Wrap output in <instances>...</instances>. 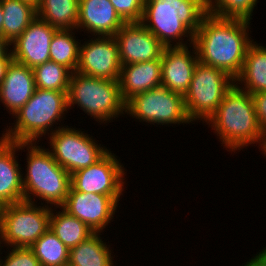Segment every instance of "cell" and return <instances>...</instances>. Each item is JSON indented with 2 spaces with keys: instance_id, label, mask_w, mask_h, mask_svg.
Here are the masks:
<instances>
[{
  "instance_id": "obj_20",
  "label": "cell",
  "mask_w": 266,
  "mask_h": 266,
  "mask_svg": "<svg viewBox=\"0 0 266 266\" xmlns=\"http://www.w3.org/2000/svg\"><path fill=\"white\" fill-rule=\"evenodd\" d=\"M161 57L146 62L122 65L119 76L121 95L125 102L136 94L161 85Z\"/></svg>"
},
{
  "instance_id": "obj_30",
  "label": "cell",
  "mask_w": 266,
  "mask_h": 266,
  "mask_svg": "<svg viewBox=\"0 0 266 266\" xmlns=\"http://www.w3.org/2000/svg\"><path fill=\"white\" fill-rule=\"evenodd\" d=\"M5 256H0V266H41L38 258L30 248L6 247ZM7 253V254H6Z\"/></svg>"
},
{
  "instance_id": "obj_13",
  "label": "cell",
  "mask_w": 266,
  "mask_h": 266,
  "mask_svg": "<svg viewBox=\"0 0 266 266\" xmlns=\"http://www.w3.org/2000/svg\"><path fill=\"white\" fill-rule=\"evenodd\" d=\"M88 37L89 39H82L80 44L76 72L94 78L118 81L122 65L114 36Z\"/></svg>"
},
{
  "instance_id": "obj_40",
  "label": "cell",
  "mask_w": 266,
  "mask_h": 266,
  "mask_svg": "<svg viewBox=\"0 0 266 266\" xmlns=\"http://www.w3.org/2000/svg\"><path fill=\"white\" fill-rule=\"evenodd\" d=\"M1 210H2V206L0 205V221H1Z\"/></svg>"
},
{
  "instance_id": "obj_28",
  "label": "cell",
  "mask_w": 266,
  "mask_h": 266,
  "mask_svg": "<svg viewBox=\"0 0 266 266\" xmlns=\"http://www.w3.org/2000/svg\"><path fill=\"white\" fill-rule=\"evenodd\" d=\"M36 88L68 92L72 71L51 60L33 68Z\"/></svg>"
},
{
  "instance_id": "obj_27",
  "label": "cell",
  "mask_w": 266,
  "mask_h": 266,
  "mask_svg": "<svg viewBox=\"0 0 266 266\" xmlns=\"http://www.w3.org/2000/svg\"><path fill=\"white\" fill-rule=\"evenodd\" d=\"M41 266H64L69 262V249L48 229L31 247Z\"/></svg>"
},
{
  "instance_id": "obj_4",
  "label": "cell",
  "mask_w": 266,
  "mask_h": 266,
  "mask_svg": "<svg viewBox=\"0 0 266 266\" xmlns=\"http://www.w3.org/2000/svg\"><path fill=\"white\" fill-rule=\"evenodd\" d=\"M38 144L20 142V152L27 151L25 172L22 167L24 201L61 207L69 193L71 175L54 160L45 143Z\"/></svg>"
},
{
  "instance_id": "obj_35",
  "label": "cell",
  "mask_w": 266,
  "mask_h": 266,
  "mask_svg": "<svg viewBox=\"0 0 266 266\" xmlns=\"http://www.w3.org/2000/svg\"><path fill=\"white\" fill-rule=\"evenodd\" d=\"M13 61V58H0V84L5 78L8 66Z\"/></svg>"
},
{
  "instance_id": "obj_21",
  "label": "cell",
  "mask_w": 266,
  "mask_h": 266,
  "mask_svg": "<svg viewBox=\"0 0 266 266\" xmlns=\"http://www.w3.org/2000/svg\"><path fill=\"white\" fill-rule=\"evenodd\" d=\"M254 41L247 49L234 84L250 94L266 91V46Z\"/></svg>"
},
{
  "instance_id": "obj_12",
  "label": "cell",
  "mask_w": 266,
  "mask_h": 266,
  "mask_svg": "<svg viewBox=\"0 0 266 266\" xmlns=\"http://www.w3.org/2000/svg\"><path fill=\"white\" fill-rule=\"evenodd\" d=\"M121 198L122 196L83 193L70 186L61 208L85 223L94 233H104L114 221L116 212H119L117 208L121 206Z\"/></svg>"
},
{
  "instance_id": "obj_18",
  "label": "cell",
  "mask_w": 266,
  "mask_h": 266,
  "mask_svg": "<svg viewBox=\"0 0 266 266\" xmlns=\"http://www.w3.org/2000/svg\"><path fill=\"white\" fill-rule=\"evenodd\" d=\"M35 89L33 69L12 61L0 84V104L13 116L28 102Z\"/></svg>"
},
{
  "instance_id": "obj_29",
  "label": "cell",
  "mask_w": 266,
  "mask_h": 266,
  "mask_svg": "<svg viewBox=\"0 0 266 266\" xmlns=\"http://www.w3.org/2000/svg\"><path fill=\"white\" fill-rule=\"evenodd\" d=\"M259 0H204L205 10L222 18L252 20Z\"/></svg>"
},
{
  "instance_id": "obj_38",
  "label": "cell",
  "mask_w": 266,
  "mask_h": 266,
  "mask_svg": "<svg viewBox=\"0 0 266 266\" xmlns=\"http://www.w3.org/2000/svg\"><path fill=\"white\" fill-rule=\"evenodd\" d=\"M3 20H4V16H3V12H2V9H1V4H0V35H2Z\"/></svg>"
},
{
  "instance_id": "obj_15",
  "label": "cell",
  "mask_w": 266,
  "mask_h": 266,
  "mask_svg": "<svg viewBox=\"0 0 266 266\" xmlns=\"http://www.w3.org/2000/svg\"><path fill=\"white\" fill-rule=\"evenodd\" d=\"M57 31L38 16L11 43L13 61L31 69L50 60V43Z\"/></svg>"
},
{
  "instance_id": "obj_11",
  "label": "cell",
  "mask_w": 266,
  "mask_h": 266,
  "mask_svg": "<svg viewBox=\"0 0 266 266\" xmlns=\"http://www.w3.org/2000/svg\"><path fill=\"white\" fill-rule=\"evenodd\" d=\"M111 149L96 163L71 174V186L83 193L124 196L127 169ZM125 186V187H124Z\"/></svg>"
},
{
  "instance_id": "obj_6",
  "label": "cell",
  "mask_w": 266,
  "mask_h": 266,
  "mask_svg": "<svg viewBox=\"0 0 266 266\" xmlns=\"http://www.w3.org/2000/svg\"><path fill=\"white\" fill-rule=\"evenodd\" d=\"M67 104L68 110L77 106L104 127L126 114V102L118 81L94 78L76 71L71 74Z\"/></svg>"
},
{
  "instance_id": "obj_24",
  "label": "cell",
  "mask_w": 266,
  "mask_h": 266,
  "mask_svg": "<svg viewBox=\"0 0 266 266\" xmlns=\"http://www.w3.org/2000/svg\"><path fill=\"white\" fill-rule=\"evenodd\" d=\"M49 229L68 249L77 246L94 234L85 223L69 215L61 207H52Z\"/></svg>"
},
{
  "instance_id": "obj_9",
  "label": "cell",
  "mask_w": 266,
  "mask_h": 266,
  "mask_svg": "<svg viewBox=\"0 0 266 266\" xmlns=\"http://www.w3.org/2000/svg\"><path fill=\"white\" fill-rule=\"evenodd\" d=\"M126 114L146 126L193 124L187 116L183 95L163 85L130 98L126 102Z\"/></svg>"
},
{
  "instance_id": "obj_14",
  "label": "cell",
  "mask_w": 266,
  "mask_h": 266,
  "mask_svg": "<svg viewBox=\"0 0 266 266\" xmlns=\"http://www.w3.org/2000/svg\"><path fill=\"white\" fill-rule=\"evenodd\" d=\"M121 65L146 62L161 57L164 46L141 22L125 23L114 35Z\"/></svg>"
},
{
  "instance_id": "obj_22",
  "label": "cell",
  "mask_w": 266,
  "mask_h": 266,
  "mask_svg": "<svg viewBox=\"0 0 266 266\" xmlns=\"http://www.w3.org/2000/svg\"><path fill=\"white\" fill-rule=\"evenodd\" d=\"M104 233H94L85 241L69 249L72 266H116L111 244L105 242ZM104 239V240H103ZM113 253V254H112Z\"/></svg>"
},
{
  "instance_id": "obj_10",
  "label": "cell",
  "mask_w": 266,
  "mask_h": 266,
  "mask_svg": "<svg viewBox=\"0 0 266 266\" xmlns=\"http://www.w3.org/2000/svg\"><path fill=\"white\" fill-rule=\"evenodd\" d=\"M93 137L85 130L66 125L45 139L54 160L71 175L96 163L110 150Z\"/></svg>"
},
{
  "instance_id": "obj_36",
  "label": "cell",
  "mask_w": 266,
  "mask_h": 266,
  "mask_svg": "<svg viewBox=\"0 0 266 266\" xmlns=\"http://www.w3.org/2000/svg\"><path fill=\"white\" fill-rule=\"evenodd\" d=\"M257 147L259 152L261 151V155L263 154L266 158V128L261 131V139Z\"/></svg>"
},
{
  "instance_id": "obj_19",
  "label": "cell",
  "mask_w": 266,
  "mask_h": 266,
  "mask_svg": "<svg viewBox=\"0 0 266 266\" xmlns=\"http://www.w3.org/2000/svg\"><path fill=\"white\" fill-rule=\"evenodd\" d=\"M20 143L0 138V205L24 201L22 164L18 162Z\"/></svg>"
},
{
  "instance_id": "obj_33",
  "label": "cell",
  "mask_w": 266,
  "mask_h": 266,
  "mask_svg": "<svg viewBox=\"0 0 266 266\" xmlns=\"http://www.w3.org/2000/svg\"><path fill=\"white\" fill-rule=\"evenodd\" d=\"M259 251L240 266H266V246Z\"/></svg>"
},
{
  "instance_id": "obj_23",
  "label": "cell",
  "mask_w": 266,
  "mask_h": 266,
  "mask_svg": "<svg viewBox=\"0 0 266 266\" xmlns=\"http://www.w3.org/2000/svg\"><path fill=\"white\" fill-rule=\"evenodd\" d=\"M4 20L2 36L11 44L37 17V9L20 0H0Z\"/></svg>"
},
{
  "instance_id": "obj_26",
  "label": "cell",
  "mask_w": 266,
  "mask_h": 266,
  "mask_svg": "<svg viewBox=\"0 0 266 266\" xmlns=\"http://www.w3.org/2000/svg\"><path fill=\"white\" fill-rule=\"evenodd\" d=\"M78 32L77 29L57 30L50 43V60L64 65L72 72L77 70L79 64L82 40L75 36Z\"/></svg>"
},
{
  "instance_id": "obj_1",
  "label": "cell",
  "mask_w": 266,
  "mask_h": 266,
  "mask_svg": "<svg viewBox=\"0 0 266 266\" xmlns=\"http://www.w3.org/2000/svg\"><path fill=\"white\" fill-rule=\"evenodd\" d=\"M250 23V20L207 13L194 34L193 45L198 61L225 71L235 80L242 69L247 49L254 42Z\"/></svg>"
},
{
  "instance_id": "obj_31",
  "label": "cell",
  "mask_w": 266,
  "mask_h": 266,
  "mask_svg": "<svg viewBox=\"0 0 266 266\" xmlns=\"http://www.w3.org/2000/svg\"><path fill=\"white\" fill-rule=\"evenodd\" d=\"M110 2L125 23L141 21L145 0H110Z\"/></svg>"
},
{
  "instance_id": "obj_3",
  "label": "cell",
  "mask_w": 266,
  "mask_h": 266,
  "mask_svg": "<svg viewBox=\"0 0 266 266\" xmlns=\"http://www.w3.org/2000/svg\"><path fill=\"white\" fill-rule=\"evenodd\" d=\"M206 14L204 0H145L140 22L164 47H185Z\"/></svg>"
},
{
  "instance_id": "obj_16",
  "label": "cell",
  "mask_w": 266,
  "mask_h": 266,
  "mask_svg": "<svg viewBox=\"0 0 266 266\" xmlns=\"http://www.w3.org/2000/svg\"><path fill=\"white\" fill-rule=\"evenodd\" d=\"M197 63V51L193 44L185 47H164L161 54V85L184 96Z\"/></svg>"
},
{
  "instance_id": "obj_7",
  "label": "cell",
  "mask_w": 266,
  "mask_h": 266,
  "mask_svg": "<svg viewBox=\"0 0 266 266\" xmlns=\"http://www.w3.org/2000/svg\"><path fill=\"white\" fill-rule=\"evenodd\" d=\"M51 209L26 201L2 206L3 247L30 248L50 228Z\"/></svg>"
},
{
  "instance_id": "obj_17",
  "label": "cell",
  "mask_w": 266,
  "mask_h": 266,
  "mask_svg": "<svg viewBox=\"0 0 266 266\" xmlns=\"http://www.w3.org/2000/svg\"><path fill=\"white\" fill-rule=\"evenodd\" d=\"M124 24L110 0H79L77 30L86 36H114Z\"/></svg>"
},
{
  "instance_id": "obj_39",
  "label": "cell",
  "mask_w": 266,
  "mask_h": 266,
  "mask_svg": "<svg viewBox=\"0 0 266 266\" xmlns=\"http://www.w3.org/2000/svg\"><path fill=\"white\" fill-rule=\"evenodd\" d=\"M4 247H3V244H2V237H1V230H0V256L2 255V254H4L3 252H1L2 250H4L3 249ZM2 249V250H1Z\"/></svg>"
},
{
  "instance_id": "obj_32",
  "label": "cell",
  "mask_w": 266,
  "mask_h": 266,
  "mask_svg": "<svg viewBox=\"0 0 266 266\" xmlns=\"http://www.w3.org/2000/svg\"><path fill=\"white\" fill-rule=\"evenodd\" d=\"M260 129L266 128V91L251 94Z\"/></svg>"
},
{
  "instance_id": "obj_34",
  "label": "cell",
  "mask_w": 266,
  "mask_h": 266,
  "mask_svg": "<svg viewBox=\"0 0 266 266\" xmlns=\"http://www.w3.org/2000/svg\"><path fill=\"white\" fill-rule=\"evenodd\" d=\"M0 58H13L11 44L0 35Z\"/></svg>"
},
{
  "instance_id": "obj_2",
  "label": "cell",
  "mask_w": 266,
  "mask_h": 266,
  "mask_svg": "<svg viewBox=\"0 0 266 266\" xmlns=\"http://www.w3.org/2000/svg\"><path fill=\"white\" fill-rule=\"evenodd\" d=\"M203 125H208L223 149L232 154L255 144L257 147L261 139L262 130L258 125L252 96L235 84Z\"/></svg>"
},
{
  "instance_id": "obj_5",
  "label": "cell",
  "mask_w": 266,
  "mask_h": 266,
  "mask_svg": "<svg viewBox=\"0 0 266 266\" xmlns=\"http://www.w3.org/2000/svg\"><path fill=\"white\" fill-rule=\"evenodd\" d=\"M68 111L67 92L36 88L28 102L12 116L13 123L4 126L0 138L18 143L43 141L46 136L65 127Z\"/></svg>"
},
{
  "instance_id": "obj_8",
  "label": "cell",
  "mask_w": 266,
  "mask_h": 266,
  "mask_svg": "<svg viewBox=\"0 0 266 266\" xmlns=\"http://www.w3.org/2000/svg\"><path fill=\"white\" fill-rule=\"evenodd\" d=\"M234 85V79L225 71L198 61L184 105L188 118L194 124L207 119L216 111L225 93Z\"/></svg>"
},
{
  "instance_id": "obj_25",
  "label": "cell",
  "mask_w": 266,
  "mask_h": 266,
  "mask_svg": "<svg viewBox=\"0 0 266 266\" xmlns=\"http://www.w3.org/2000/svg\"><path fill=\"white\" fill-rule=\"evenodd\" d=\"M79 0H41L37 16L57 30L77 29Z\"/></svg>"
},
{
  "instance_id": "obj_37",
  "label": "cell",
  "mask_w": 266,
  "mask_h": 266,
  "mask_svg": "<svg viewBox=\"0 0 266 266\" xmlns=\"http://www.w3.org/2000/svg\"><path fill=\"white\" fill-rule=\"evenodd\" d=\"M20 1L26 2V3L32 5L33 7H35L37 9L39 7V5H40V1L41 0H20Z\"/></svg>"
}]
</instances>
